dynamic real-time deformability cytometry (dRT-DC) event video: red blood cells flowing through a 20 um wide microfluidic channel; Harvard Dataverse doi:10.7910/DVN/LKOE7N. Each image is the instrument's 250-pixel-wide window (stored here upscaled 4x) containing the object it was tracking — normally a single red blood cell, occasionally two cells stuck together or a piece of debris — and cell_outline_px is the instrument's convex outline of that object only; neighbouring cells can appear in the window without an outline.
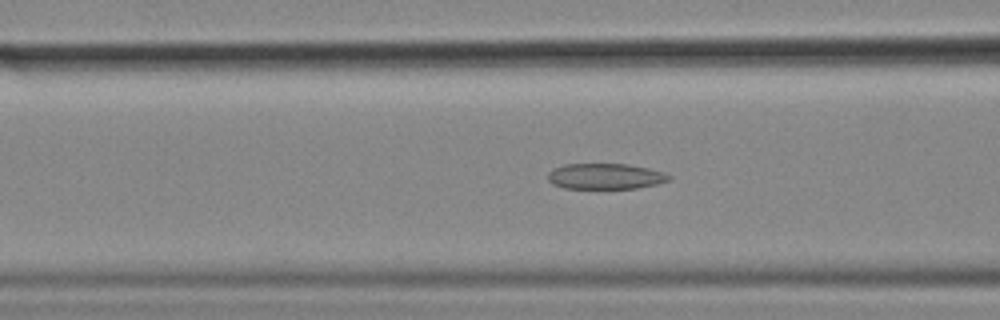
{"species": "common noctule bat (a hibernating species)", "species_latin": "Nyctalus noctula", "temperature_condition": "cold", "stored_images_in_passage": 47, "camera_frame_rate_fps": 3000, "um_per_image_px": 0.085, "animal": {"sex": "female", "body_mass_g": 18.4}, "frame": {"image": 1, "passage_image": 13, "time_ms": 4.0, "image_size_px": [1000, 320], "cell_outline_px": [[672, 176], [668, 180], [656, 184], [636, 188], [564, 188], [552, 184], [548, 180], [548, 172], [564, 164], [628, 164], [648, 168], [664, 172]], "centroid_in_image_um": [51.45, 14.98], "position_along_channel_um": 115.2, "area_um2": 18.03}}
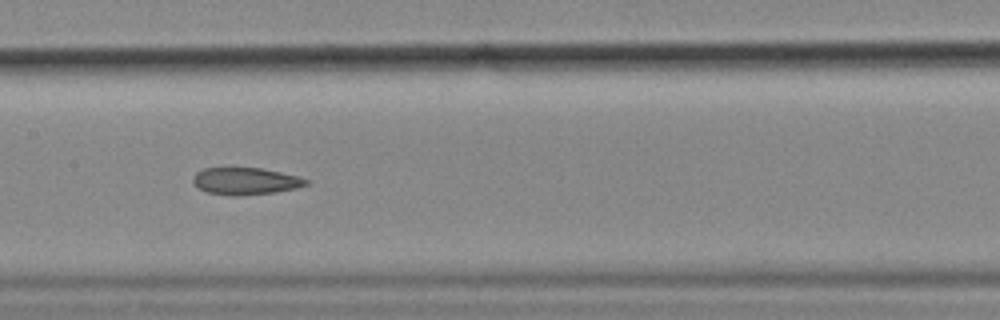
{"frame": {"image": 2, "passage_image": 19, "time_ms": 6.0, "image_size_px": [1000, 320], "cell_outline_px": [[308, 184], [296, 188], [272, 192], [240, 196], [232, 196], [208, 192], [200, 188], [192, 180], [192, 176], [196, 172], [204, 168], [260, 168], [280, 172], [296, 176], [308, 180]], "centroid_in_image_um": [20.84, 15.39], "position_along_channel_um": 186.6, "area_um2": 17.57}}
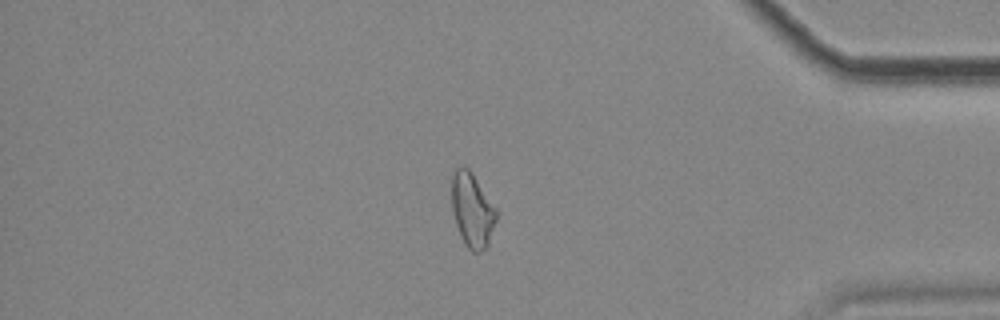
{"frame": {"image": 3, "passage_image": 39, "time_ms": 12.667, "image_size_px": [1000, 320], "cell_outline_px": [[496, 220], [488, 248], [480, 252], [472, 252], [464, 244], [460, 236], [452, 212], [452, 176], [456, 168], [464, 164], [472, 172], [496, 208]], "centroid_in_image_um": [40.14, 17.87], "position_along_channel_um": 395.1, "area_um2": 19.54}, "authors_computed_cell_mechanics": {"area_um2": 19.1896, "velocity_mm_per_s": 3.5737, "shape_relaxation_time_tau1_ms": null, "shape_relaxation_time_tau2_ms": 3.2979, "deformation_change_tau1": null, "deformation_change_tau2": 0.1014}}